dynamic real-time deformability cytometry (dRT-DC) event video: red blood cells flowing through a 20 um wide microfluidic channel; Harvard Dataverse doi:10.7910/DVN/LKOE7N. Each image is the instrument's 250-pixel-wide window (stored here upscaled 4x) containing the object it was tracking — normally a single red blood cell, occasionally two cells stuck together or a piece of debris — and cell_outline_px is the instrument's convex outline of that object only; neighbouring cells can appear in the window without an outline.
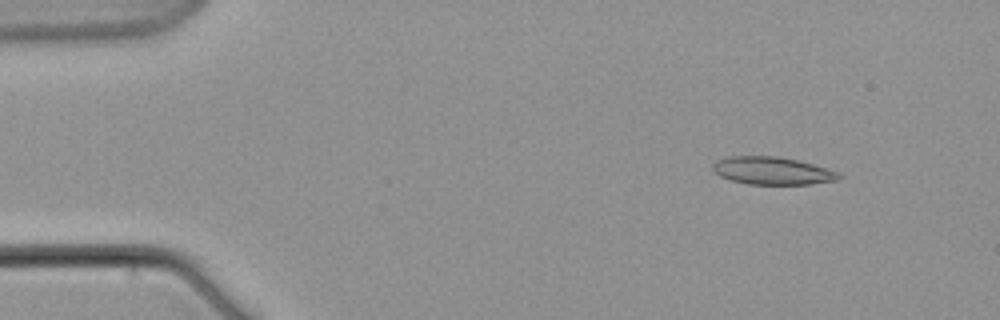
{"species": "common noctule bat (a hibernating species)", "species_latin": "Nyctalus noctula", "temperature_condition": "warm", "stored_images_in_passage": 6, "camera_frame_rate_fps": 3000, "um_per_image_px": 0.085, "animal": {"sex": "male", "body_mass_g": 21.5, "forearm_length_mm": 52.0}, "frame": {"image": 1, "passage_image": 2, "time_ms": 1.333, "image_size_px": [1000, 320], "cell_outline_px": [[844, 176], [832, 180], [812, 184], [748, 184], [732, 180], [720, 176], [712, 168], [712, 164], [716, 160], [728, 156], [776, 156], [796, 160], [812, 164], [840, 172]], "centroid_in_image_um": [65.63, 14.51], "position_along_channel_um": 19.4, "area_um2": 20.17}}
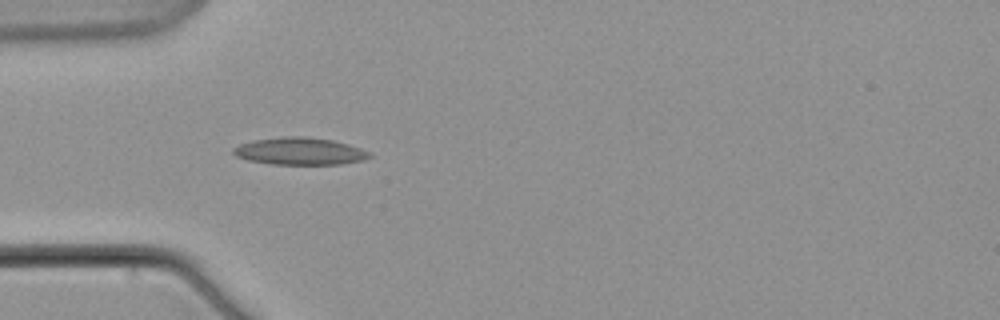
{"frame": {"image": 2, "passage_image": 5, "time_ms": 6.0, "image_size_px": [1000, 320], "cell_outline_px": [[372, 156], [364, 160], [340, 164], [272, 164], [248, 160], [236, 156], [232, 152], [232, 148], [240, 144], [252, 140], [288, 136], [304, 136], [332, 140], [348, 144], [360, 148], [368, 152]], "centroid_in_image_um": [25.46, 12.85], "position_along_channel_um": 59.5, "area_um2": 21.56}}